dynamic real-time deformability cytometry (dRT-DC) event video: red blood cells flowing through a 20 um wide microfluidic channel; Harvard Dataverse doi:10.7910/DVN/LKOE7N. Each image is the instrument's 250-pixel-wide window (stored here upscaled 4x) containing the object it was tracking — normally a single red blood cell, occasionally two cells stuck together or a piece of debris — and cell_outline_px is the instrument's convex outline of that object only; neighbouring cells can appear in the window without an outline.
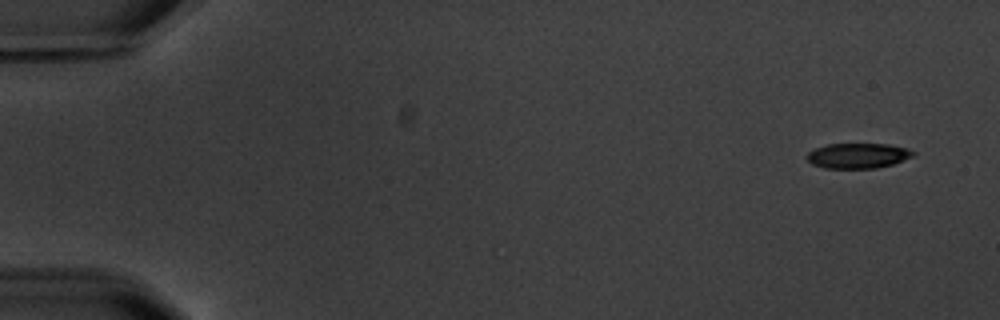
{"species": "common noctule bat (a hibernating species)", "species_latin": "Nyctalus noctula", "temperature_condition": "warm", "stored_images_in_passage": 6, "camera_frame_rate_fps": 3000, "um_per_image_px": 0.085, "animal": {"sex": "male", "body_mass_g": 20.1, "forearm_length_mm": 53.5}, "frame": {"image": 1, "passage_image": 1, "time_ms": 0.0, "image_size_px": [1000, 320], "cell_outline_px": [[916, 156], [892, 164], [876, 168], [824, 168], [812, 164], [804, 156], [808, 152], [816, 148], [828, 144], [888, 144], [908, 148], [916, 152]], "centroid_in_image_um": [72.94, 13.23], "position_along_channel_um": 12.1, "area_um2": 15.72}}